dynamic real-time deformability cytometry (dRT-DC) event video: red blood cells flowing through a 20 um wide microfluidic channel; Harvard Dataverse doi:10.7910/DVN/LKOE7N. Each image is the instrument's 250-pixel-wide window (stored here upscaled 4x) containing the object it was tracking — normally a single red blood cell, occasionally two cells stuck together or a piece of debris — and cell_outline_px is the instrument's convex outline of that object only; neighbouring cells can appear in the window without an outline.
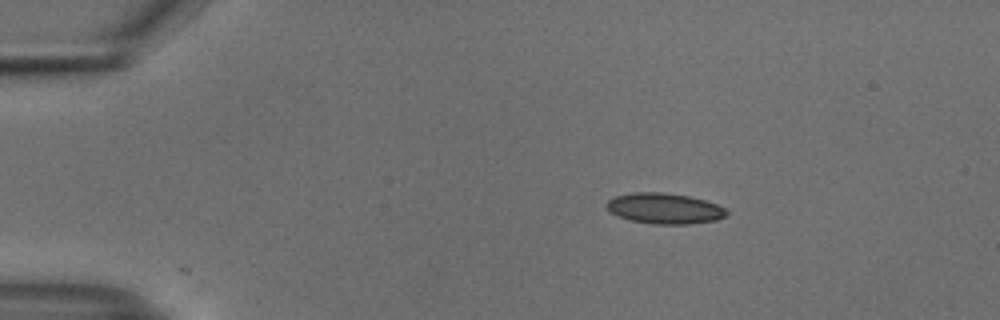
{"species": "common noctule bat (a hibernating species)", "species_latin": "Nyctalus noctula", "temperature_condition": "cold", "stored_images_in_passage": 30, "camera_frame_rate_fps": 3000, "um_per_image_px": 0.085, "animal": {"sex": "male", "body_mass_g": 18.8}, "frame": {"image": 1, "passage_image": 1, "time_ms": 0.0, "image_size_px": [1000, 320], "cell_outline_px": [[728, 216], [716, 220], [688, 224], [652, 224], [632, 220], [616, 216], [608, 212], [604, 204], [608, 200], [616, 196], [636, 192], [664, 192], [688, 196], [704, 200], [716, 204], [724, 208], [728, 212]], "centroid_in_image_um": [56.45, 17.72], "position_along_channel_um": 28.5, "area_um2": 21.56}}
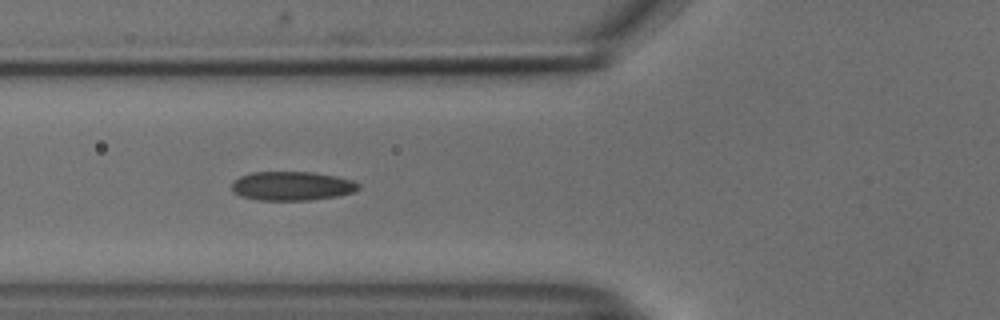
{"frame": {"image": 2, "passage_image": 12, "time_ms": 3.667, "image_size_px": [1000, 320], "cell_outline_px": [[360, 188], [356, 192], [336, 196], [308, 200], [256, 200], [240, 196], [232, 192], [232, 184], [240, 176], [252, 172], [312, 172], [336, 176], [352, 180], [360, 184]], "centroid_in_image_um": [24.82, 15.81], "position_along_channel_um": 101.0, "area_um2": 21.5}}
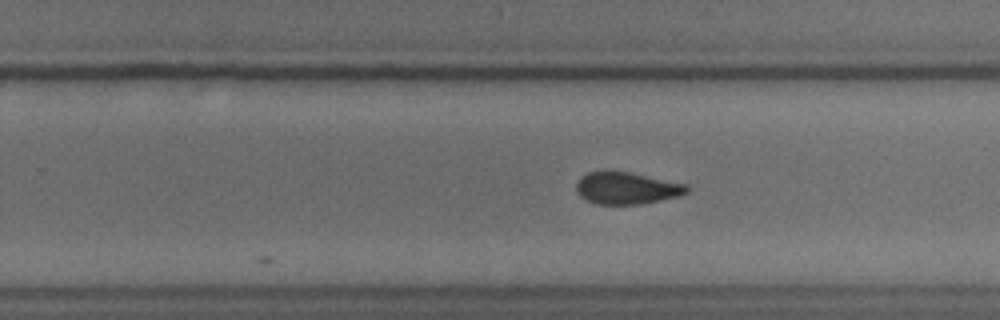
{"frame": {"image": 3, "passage_image": 26, "time_ms": 8.333, "image_size_px": [1000, 320], "cell_outline_px": [[688, 192], [680, 196], [640, 204], [596, 204], [580, 196], [576, 192], [576, 184], [580, 176], [588, 172], [604, 168], [628, 172], [688, 184]], "centroid_in_image_um": [53.22, 15.96], "position_along_channel_um": 276.6, "area_um2": 21.04}}